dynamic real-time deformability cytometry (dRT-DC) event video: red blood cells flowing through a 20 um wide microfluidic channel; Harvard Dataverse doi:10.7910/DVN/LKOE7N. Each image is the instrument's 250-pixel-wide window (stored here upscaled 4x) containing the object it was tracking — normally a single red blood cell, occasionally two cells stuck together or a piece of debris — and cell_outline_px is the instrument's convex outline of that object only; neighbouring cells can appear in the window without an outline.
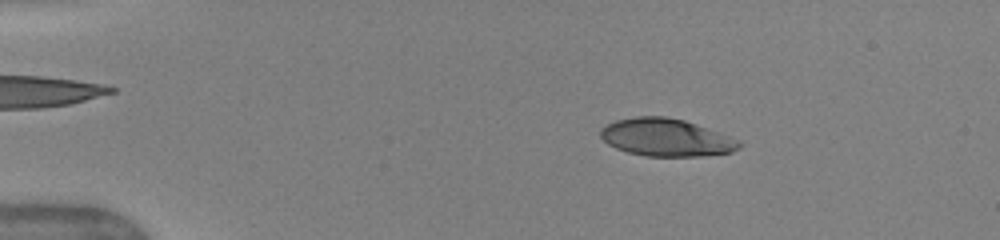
{"species": "human", "species_latin": "Homo sapiens", "temperature_condition": "warm", "stored_images_in_passage": 49, "camera_frame_rate_fps": 3000, "um_per_image_px": 0.085, "donor": {"sex": "female"}, "frame": {"image": 1, "passage_image": 8, "time_ms": 2.333, "image_size_px": [1000, 240], "cell_outline_px": [[744, 144], [740, 148], [732, 152], [700, 156], [644, 156], [628, 152], [616, 148], [608, 144], [600, 136], [600, 128], [616, 120], [636, 116], [664, 116], [684, 120], [740, 140]], "centroid_in_image_um": [56.63, 11.69], "position_along_channel_um": 28.4, "area_um2": 30.35}}
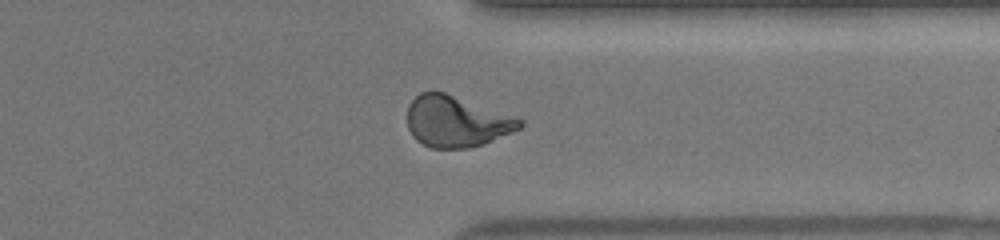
{"frame": {"image": 2, "passage_image": 39, "time_ms": 12.667, "image_size_px": [1000, 240], "cell_outline_px": [[524, 124], [520, 128], [484, 144], [468, 148], [432, 148], [416, 140], [412, 136], [408, 128], [408, 104], [420, 92], [444, 92], [524, 120]], "centroid_in_image_um": [38.77, 10.34], "position_along_channel_um": 372.6, "area_um2": 33.12}}
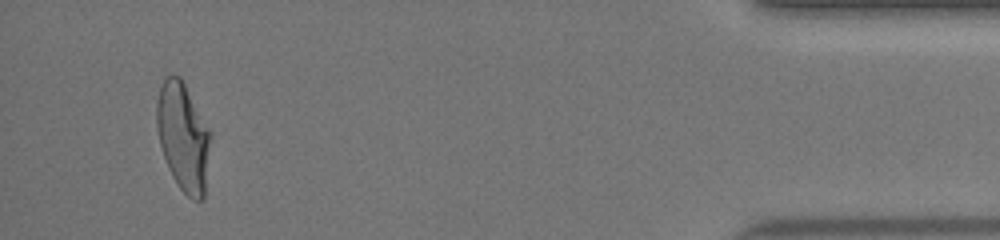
{"frame": {"image": 3, "passage_image": 47, "time_ms": 15.333, "image_size_px": [1000, 240], "cell_outline_px": [[212, 136], [204, 200], [192, 200], [180, 188], [172, 176], [168, 168], [160, 144], [156, 128], [156, 104], [160, 88], [164, 80], [168, 76], [180, 76], [208, 128]], "centroid_in_image_um": [15.58, 11.68], "position_along_channel_um": 419.6, "area_um2": 33.81}, "authors_computed_cell_mechanics": {"area_um2": 32.2524, "velocity_mm_per_s": 4.0648, "shape_relaxation_time_tau1_ms": 3.8569, "shape_relaxation_time_tau2_ms": 0.7271, "deformation_change_tau1": 0.2001, "deformation_change_tau2": 0.0701}}